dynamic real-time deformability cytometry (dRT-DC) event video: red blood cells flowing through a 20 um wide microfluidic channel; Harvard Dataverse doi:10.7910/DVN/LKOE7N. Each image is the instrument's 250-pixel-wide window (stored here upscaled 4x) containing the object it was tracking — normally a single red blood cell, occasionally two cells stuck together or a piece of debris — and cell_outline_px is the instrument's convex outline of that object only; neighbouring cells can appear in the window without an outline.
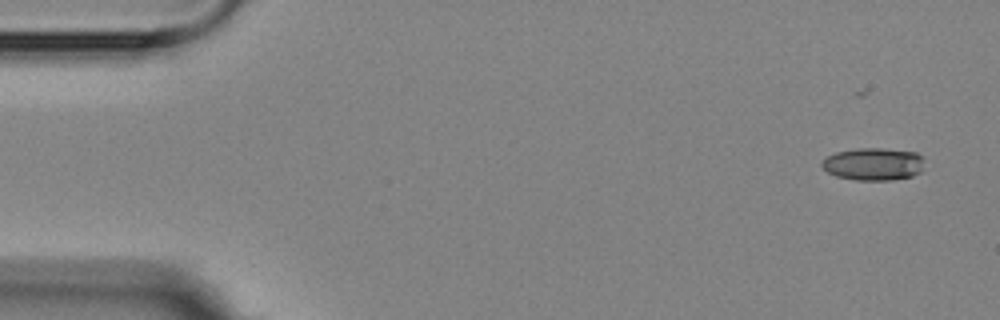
{"species": "Egyptian fruit bat (a non-hibernating species)", "species_latin": "Rousettus aegyptiacus", "temperature_condition": "room temperature", "stored_images_in_passage": 8, "camera_frame_rate_fps": 3000, "um_per_image_px": 0.085, "animal": {"sex": "female"}, "frame": {"image": 1, "passage_image": 1, "time_ms": 0.0, "image_size_px": [1000, 320], "cell_outline_px": [[920, 172], [912, 176], [892, 180], [856, 180], [836, 176], [828, 172], [820, 164], [828, 156], [836, 152], [856, 148], [880, 148], [916, 152], [920, 156]], "centroid_in_image_um": [74.19, 13.95], "position_along_channel_um": 10.8, "area_um2": 19.13}}
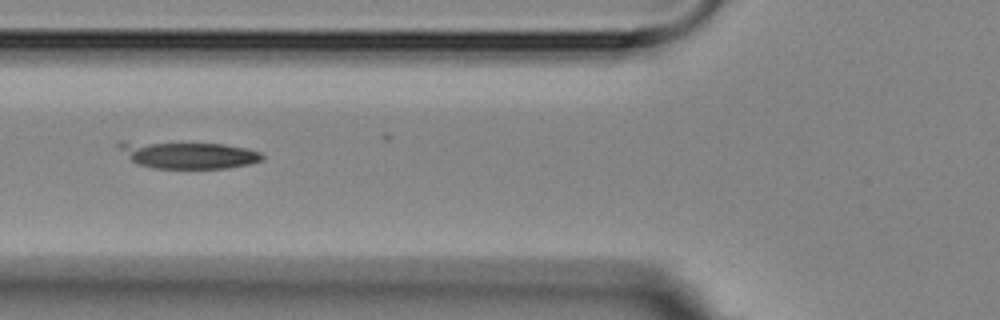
{"frame": {"image": 2, "passage_image": 6, "time_ms": 6.0, "image_size_px": [1000, 320], "cell_outline_px": [[264, 160], [248, 164], [228, 168], [152, 168], [140, 164], [132, 160], [116, 144], [224, 144], [248, 148], [260, 152], [264, 156]], "centroid_in_image_um": [16.22, 13.22], "position_along_channel_um": 109.6, "area_um2": 21.15}}
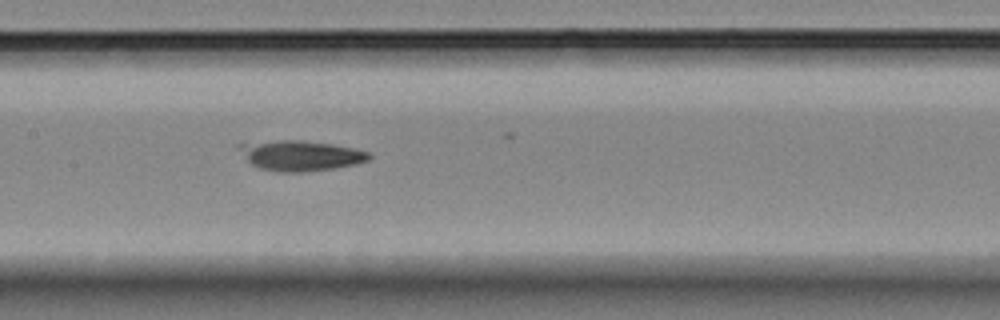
{"frame": {"image": 3, "passage_image": 8, "time_ms": 8.0, "image_size_px": [1000, 320], "cell_outline_px": [[372, 156], [368, 160], [356, 164], [336, 168], [304, 172], [280, 172], [260, 168], [252, 164], [248, 160], [236, 144], [280, 140], [300, 140], [332, 144], [356, 148], [368, 152]], "centroid_in_image_um": [25.59, 13.22], "position_along_channel_um": 181.8, "area_um2": 22.77}}